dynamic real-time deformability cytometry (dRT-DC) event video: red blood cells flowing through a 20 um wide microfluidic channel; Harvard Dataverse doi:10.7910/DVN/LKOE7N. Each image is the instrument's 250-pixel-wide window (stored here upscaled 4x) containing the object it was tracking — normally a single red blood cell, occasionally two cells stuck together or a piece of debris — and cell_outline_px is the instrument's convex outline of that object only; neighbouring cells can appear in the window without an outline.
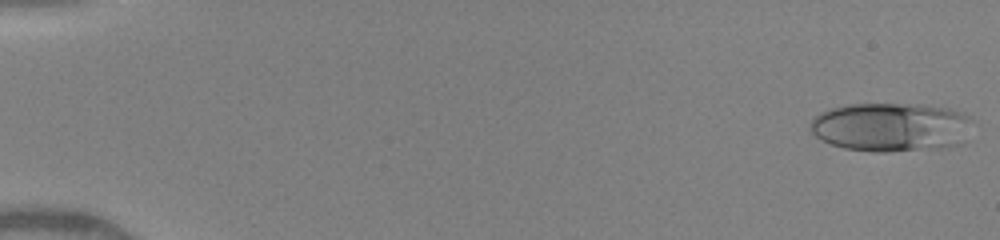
{"species": "human", "species_latin": "Homo sapiens", "temperature_condition": "warm", "stored_images_in_passage": 43, "camera_frame_rate_fps": 3000, "um_per_image_px": 0.085, "donor": {"sex": "female"}, "frame": {"image": 1, "passage_image": 1, "time_ms": 0.0, "image_size_px": [1000, 240], "cell_outline_px": [[976, 120], [964, 144], [948, 148], [888, 152], [872, 152], [844, 148], [832, 144], [816, 136], [812, 132], [812, 120], [820, 112], [832, 108], [848, 104], [920, 104], [948, 108], [964, 112], [972, 116]], "centroid_in_image_um": [75.89, 10.81], "position_along_channel_um": 9.1, "area_um2": 47.22}}
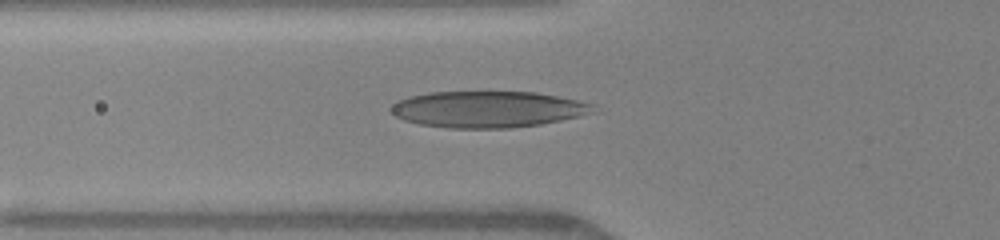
{"frame": {"image": 2, "passage_image": 16, "time_ms": 5.667, "image_size_px": [1000, 240], "cell_outline_px": [[596, 104], [592, 112], [580, 116], [540, 124], [508, 128], [448, 128], [420, 124], [404, 120], [396, 116], [388, 108], [396, 100], [408, 96], [428, 92], [536, 92]], "centroid_in_image_um": [41.41, 9.28], "position_along_channel_um": 84.4, "area_um2": 42.83}}
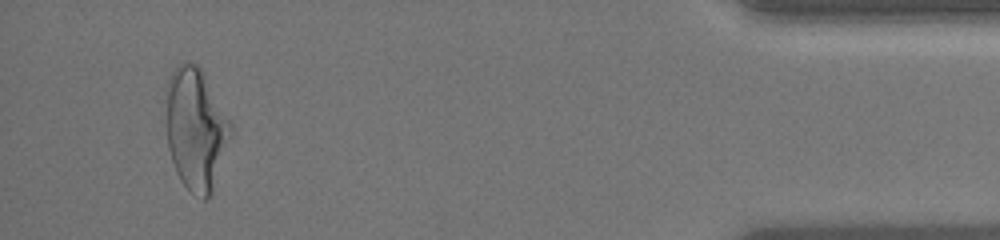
{"frame": {"image": 3, "passage_image": 43, "time_ms": 15.0, "image_size_px": [1000, 240], "cell_outline_px": [[236, 128], [212, 192], [208, 200], [204, 200], [192, 192], [180, 180], [176, 172], [168, 148], [168, 80], [176, 64], [188, 60], [196, 64], [200, 68], [232, 120]], "centroid_in_image_um": [16.73, 10.97], "position_along_channel_um": 418.5, "area_um2": 46.3}, "authors_computed_cell_mechanics": {"area_um2": 42.0206, "velocity_mm_per_s": 4.2015, "shape_relaxation_time_tau1_ms": 4.7092, "shape_relaxation_time_tau2_ms": 0.9512, "deformation_change_tau1": 0.2065, "deformation_change_tau2": 0.1034}}